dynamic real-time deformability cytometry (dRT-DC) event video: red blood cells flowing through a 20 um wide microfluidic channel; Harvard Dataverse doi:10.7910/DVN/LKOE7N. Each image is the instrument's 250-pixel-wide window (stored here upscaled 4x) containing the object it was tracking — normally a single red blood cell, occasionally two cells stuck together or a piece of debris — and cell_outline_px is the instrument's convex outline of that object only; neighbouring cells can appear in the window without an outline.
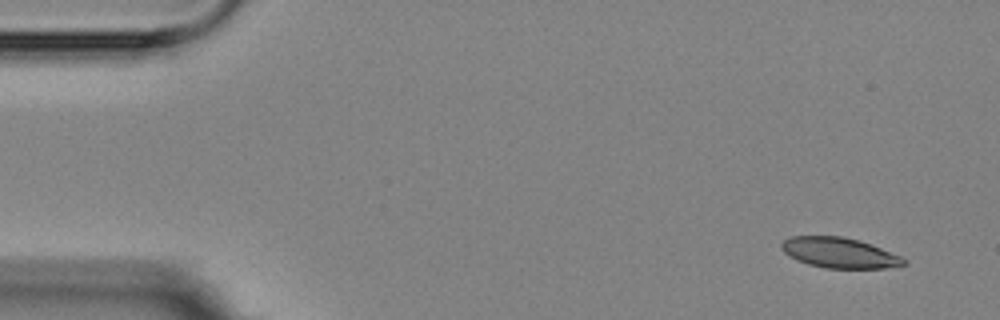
{"species": "Egyptian fruit bat (a non-hibernating species)", "species_latin": "Rousettus aegyptiacus", "temperature_condition": "room temperature", "stored_images_in_passage": 6, "camera_frame_rate_fps": 3000, "um_per_image_px": 0.085, "animal": {"sex": "female"}, "frame": {"image": 1, "passage_image": 1, "time_ms": 0.0, "image_size_px": [1000, 320], "cell_outline_px": [[908, 264], [884, 268], [824, 268], [808, 264], [796, 260], [784, 252], [780, 248], [780, 244], [788, 236], [840, 236], [860, 240], [900, 256]], "centroid_in_image_um": [71.29, 21.48], "position_along_channel_um": 13.7, "area_um2": 21.56}}
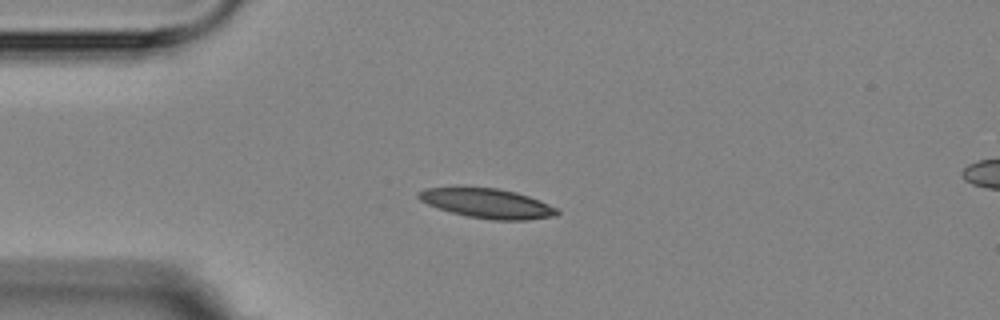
{"frame": {"image": 2, "passage_image": 4, "time_ms": 3.333, "image_size_px": [1000, 320], "cell_outline_px": [[560, 212], [556, 216], [528, 220], [492, 220], [468, 216], [452, 212], [428, 204], [420, 200], [416, 196], [416, 192], [424, 188], [456, 184], [460, 184], [496, 188], [516, 192], [528, 196], [548, 204], [556, 208]], "centroid_in_image_um": [41.32, 17.23], "position_along_channel_um": 43.7, "area_um2": 24.68}}
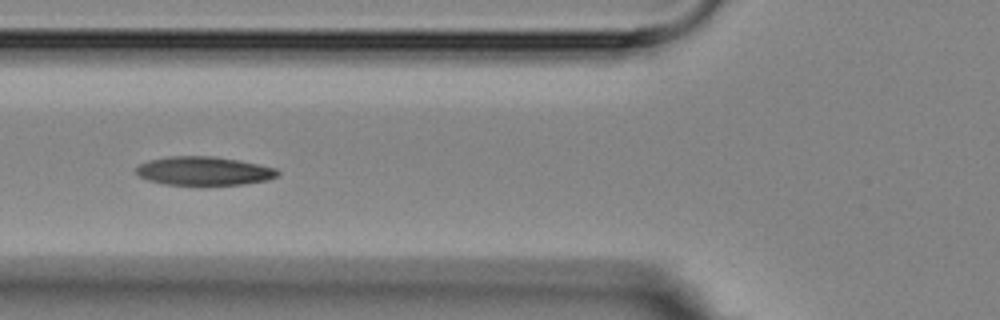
{"frame": {"image": 3, "passage_image": 6, "time_ms": 5.667, "image_size_px": [1000, 320], "cell_outline_px": [[280, 172], [276, 176], [268, 180], [244, 184], [200, 188], [164, 184], [148, 180], [140, 176], [136, 172], [136, 168], [140, 164], [148, 160], [168, 156], [216, 156], [240, 160], [276, 168]], "centroid_in_image_um": [17.33, 14.57], "position_along_channel_um": 108.5, "area_um2": 24.68}}